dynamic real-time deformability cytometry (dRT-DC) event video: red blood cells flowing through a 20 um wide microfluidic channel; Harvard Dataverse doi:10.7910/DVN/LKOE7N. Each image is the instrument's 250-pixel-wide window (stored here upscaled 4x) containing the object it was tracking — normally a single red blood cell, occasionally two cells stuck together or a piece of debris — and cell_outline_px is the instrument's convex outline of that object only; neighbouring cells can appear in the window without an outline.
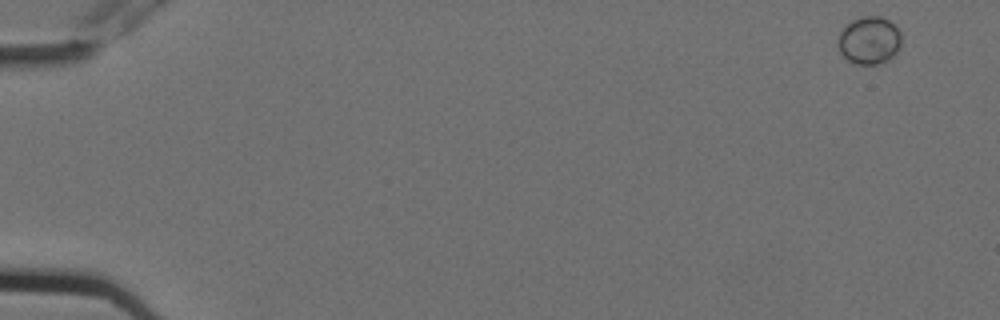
{"species": "Egyptian fruit bat (a non-hibernating species)", "species_latin": "Rousettus aegyptiacus", "temperature_condition": "cold", "stored_images_in_passage": 6, "camera_frame_rate_fps": 3000, "um_per_image_px": 0.085, "animal": {"sex": "female"}, "frame": {"image": 1, "passage_image": 1, "time_ms": 0.0, "image_size_px": [1000, 320], "cell_outline_px": [[900, 44], [896, 52], [888, 60], [880, 64], [856, 64], [848, 60], [840, 52], [836, 40], [844, 24], [860, 16], [880, 16], [888, 20], [900, 32]], "centroid_in_image_um": [73.83, 3.42], "position_along_channel_um": 11.2, "area_um2": 17.69}}
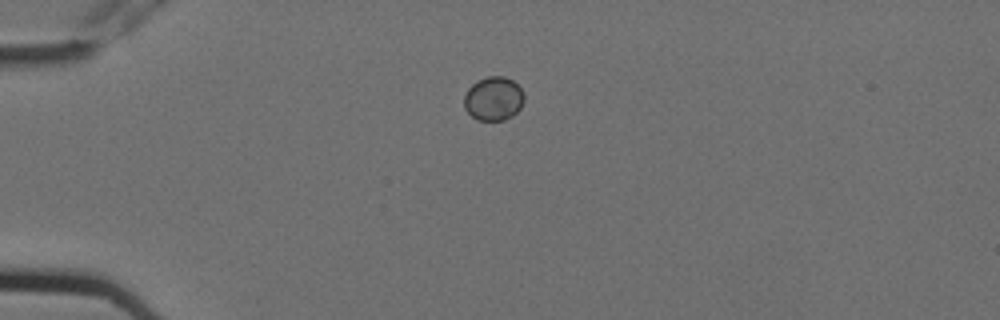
{"frame": {"image": 2, "passage_image": 4, "time_ms": 1.0, "image_size_px": [1000, 320], "cell_outline_px": [[524, 100], [520, 108], [512, 116], [504, 120], [476, 120], [464, 108], [464, 96], [468, 88], [476, 80], [488, 76], [504, 76], [512, 80], [524, 92]], "centroid_in_image_um": [41.94, 8.38], "position_along_channel_um": 43.1, "area_um2": 15.43}}
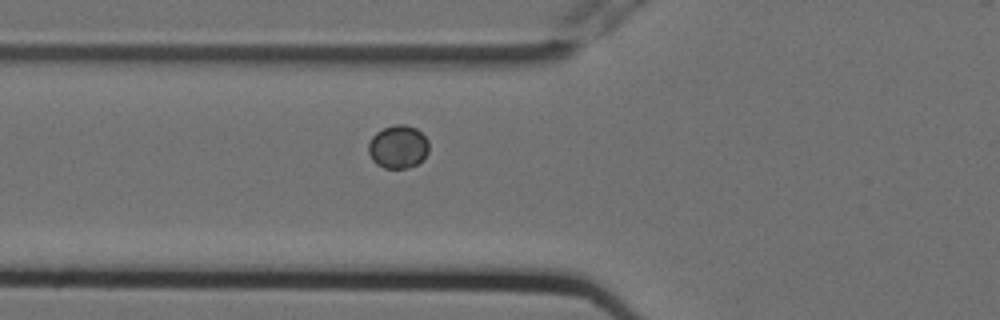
{"frame": {"image": 3, "passage_image": 6, "time_ms": 1.667, "image_size_px": [1000, 320], "cell_outline_px": [[428, 152], [416, 164], [408, 168], [384, 168], [376, 164], [372, 160], [368, 152], [368, 144], [372, 136], [376, 132], [384, 128], [396, 124], [404, 124], [416, 128], [428, 140]], "centroid_in_image_um": [33.81, 12.47], "position_along_channel_um": 92.0, "area_um2": 15.14}}